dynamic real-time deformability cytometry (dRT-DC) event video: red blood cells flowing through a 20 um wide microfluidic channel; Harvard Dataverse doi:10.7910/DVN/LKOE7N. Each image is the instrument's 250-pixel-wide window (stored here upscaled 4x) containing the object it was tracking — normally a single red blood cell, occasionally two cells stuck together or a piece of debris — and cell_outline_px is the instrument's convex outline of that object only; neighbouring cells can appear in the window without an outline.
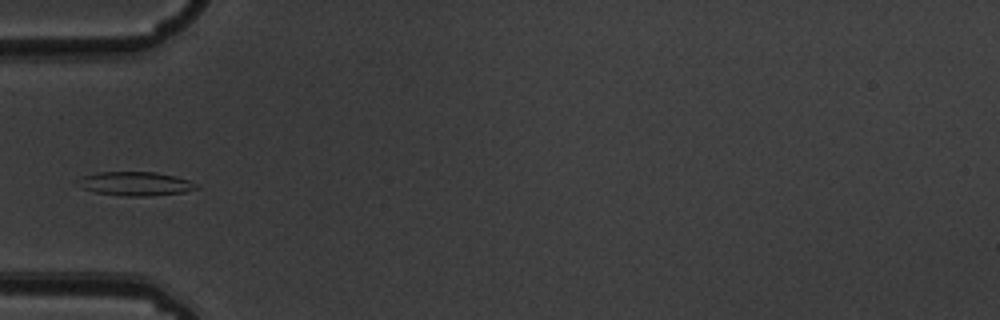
{"species": "common noctule bat (a hibernating species)", "species_latin": "Nyctalus noctula", "temperature_condition": "warm", "stored_images_in_passage": 5, "camera_frame_rate_fps": 3000, "um_per_image_px": 0.085, "animal": {"sex": "male", "body_mass_g": 19.5, "forearm_length_mm": 54.6}, "frame": {"image": 1, "passage_image": 5, "time_ms": 1.333, "image_size_px": [1000, 320], "cell_outline_px": [[200, 188], [184, 192], [152, 196], [124, 196], [96, 192], [84, 188], [76, 180], [80, 176], [96, 172], [156, 172], [176, 176], [188, 180], [196, 184]], "centroid_in_image_um": [11.52, 15.61], "position_along_channel_um": 73.5, "area_um2": 16.53}}